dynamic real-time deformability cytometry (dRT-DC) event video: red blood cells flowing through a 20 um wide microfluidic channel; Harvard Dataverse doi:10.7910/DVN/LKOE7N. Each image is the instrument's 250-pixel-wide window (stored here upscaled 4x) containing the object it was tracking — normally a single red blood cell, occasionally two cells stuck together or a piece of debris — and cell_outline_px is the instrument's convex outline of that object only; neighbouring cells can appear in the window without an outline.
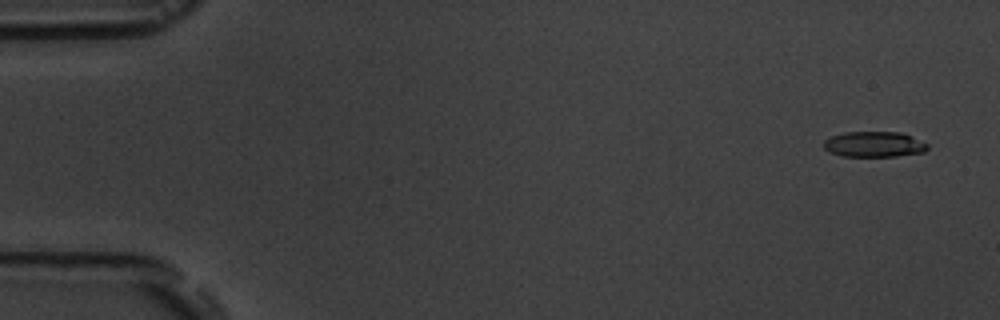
{"species": "common noctule bat (a hibernating species)", "species_latin": "Nyctalus noctula", "temperature_condition": "room temperature", "stored_images_in_passage": 5, "camera_frame_rate_fps": 3000, "um_per_image_px": 0.085, "animal": {"sex": "male", "body_mass_g": 19.5, "forearm_length_mm": 54.6}, "frame": {"image": 1, "passage_image": 1, "time_ms": 0.0, "image_size_px": [1000, 320], "cell_outline_px": [[928, 148], [924, 152], [896, 156], [844, 156], [828, 152], [824, 148], [824, 140], [832, 136], [844, 132], [900, 132], [928, 144]], "centroid_in_image_um": [74.27, 12.27], "position_along_channel_um": 10.7, "area_um2": 15.32}}